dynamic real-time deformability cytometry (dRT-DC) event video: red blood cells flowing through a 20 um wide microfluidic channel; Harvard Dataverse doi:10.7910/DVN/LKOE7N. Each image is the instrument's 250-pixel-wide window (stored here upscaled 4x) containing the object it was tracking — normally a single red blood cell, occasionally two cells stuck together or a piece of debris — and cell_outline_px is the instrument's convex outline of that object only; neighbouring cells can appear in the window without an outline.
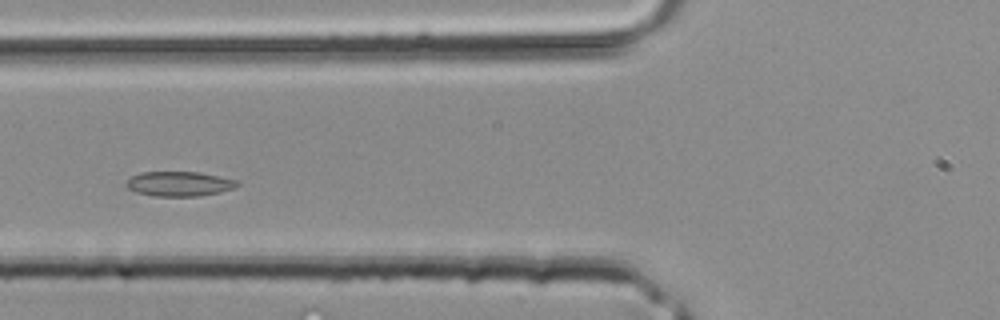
{"species": "common noctule bat (a hibernating species)", "species_latin": "Nyctalus noctula", "temperature_condition": "room temperature", "stored_images_in_passage": 23, "camera_frame_rate_fps": 3000, "um_per_image_px": 0.085, "animal": {"sex": "male", "body_mass_g": 20.4}, "frame": {"image": 1, "passage_image": 6, "time_ms": 1.667, "image_size_px": [1000, 320], "cell_outline_px": [[240, 184], [236, 188], [220, 192], [200, 196], [152, 196], [136, 192], [128, 188], [124, 184], [132, 176], [140, 172], [200, 172], [236, 180]], "centroid_in_image_um": [15.24, 15.63], "position_along_channel_um": 110.6, "area_um2": 16.07}}
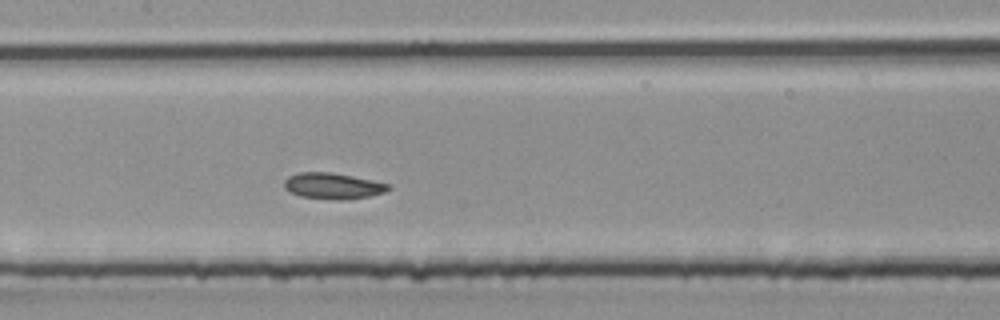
{"frame": {"image": 2, "passage_image": 10, "time_ms": 3.0, "image_size_px": [1000, 320], "cell_outline_px": [[392, 188], [384, 192], [368, 196], [300, 196], [284, 188], [284, 180], [288, 176], [300, 172], [332, 172], [372, 180], [388, 184]], "centroid_in_image_um": [28.26, 15.72], "position_along_channel_um": 179.1, "area_um2": 14.62}}
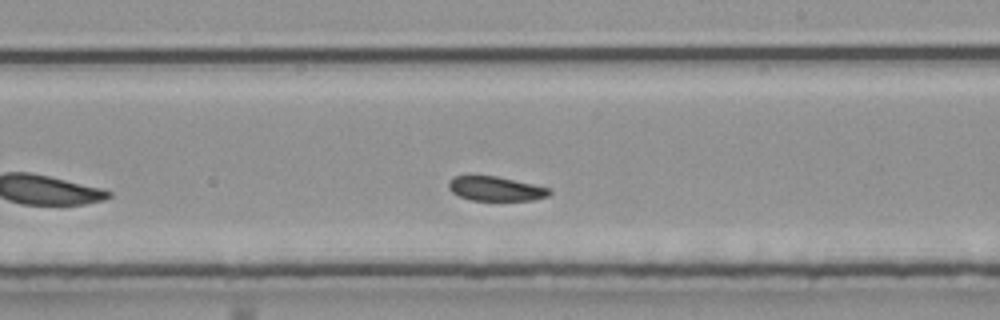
{"frame": {"image": 3, "passage_image": 14, "time_ms": 4.333, "image_size_px": [1000, 320], "cell_outline_px": [[552, 192], [548, 196], [532, 200], [468, 200], [452, 192], [448, 188], [448, 180], [452, 176], [496, 176], [532, 184], [548, 188]], "centroid_in_image_um": [42.09, 16.04], "position_along_channel_um": 246.9, "area_um2": 14.22}}